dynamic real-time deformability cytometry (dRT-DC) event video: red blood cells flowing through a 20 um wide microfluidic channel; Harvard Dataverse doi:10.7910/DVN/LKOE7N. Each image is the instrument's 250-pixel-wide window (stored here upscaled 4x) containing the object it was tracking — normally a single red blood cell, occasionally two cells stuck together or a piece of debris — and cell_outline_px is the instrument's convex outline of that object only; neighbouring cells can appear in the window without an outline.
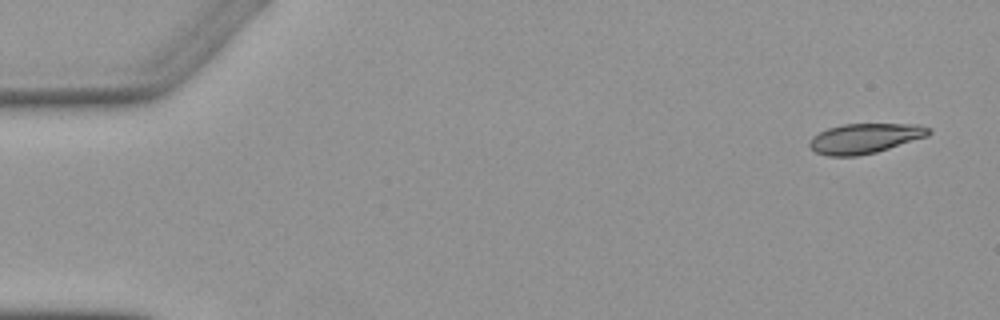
{"species": "Egyptian fruit bat (a non-hibernating species)", "species_latin": "Rousettus aegyptiacus", "temperature_condition": "warm", "stored_images_in_passage": 5, "camera_frame_rate_fps": 3000, "um_per_image_px": 0.085, "animal": {"sex": "female"}, "frame": {"image": 1, "passage_image": 1, "time_ms": 0.0, "image_size_px": [1000, 320], "cell_outline_px": [[932, 132], [928, 136], [876, 152], [856, 156], [828, 156], [816, 152], [808, 144], [812, 136], [828, 128], [844, 124], [920, 124], [932, 128]], "centroid_in_image_um": [73.55, 11.75], "position_along_channel_um": 11.5, "area_um2": 20.81}}
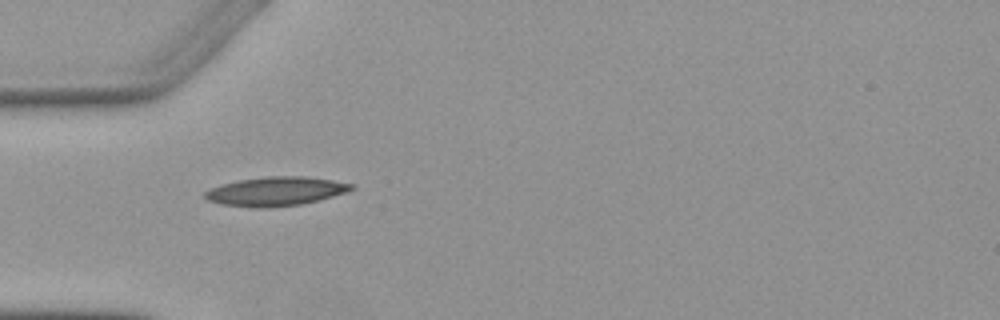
{"frame": {"image": 2, "passage_image": 4, "time_ms": 4.667, "image_size_px": [1000, 320], "cell_outline_px": [[356, 188], [348, 192], [300, 204], [264, 208], [256, 208], [220, 204], [208, 200], [204, 196], [204, 192], [208, 188], [220, 184], [240, 180], [268, 176], [304, 176], [332, 180], [352, 184]], "centroid_in_image_um": [23.4, 16.26], "position_along_channel_um": 61.6, "area_um2": 24.68}}